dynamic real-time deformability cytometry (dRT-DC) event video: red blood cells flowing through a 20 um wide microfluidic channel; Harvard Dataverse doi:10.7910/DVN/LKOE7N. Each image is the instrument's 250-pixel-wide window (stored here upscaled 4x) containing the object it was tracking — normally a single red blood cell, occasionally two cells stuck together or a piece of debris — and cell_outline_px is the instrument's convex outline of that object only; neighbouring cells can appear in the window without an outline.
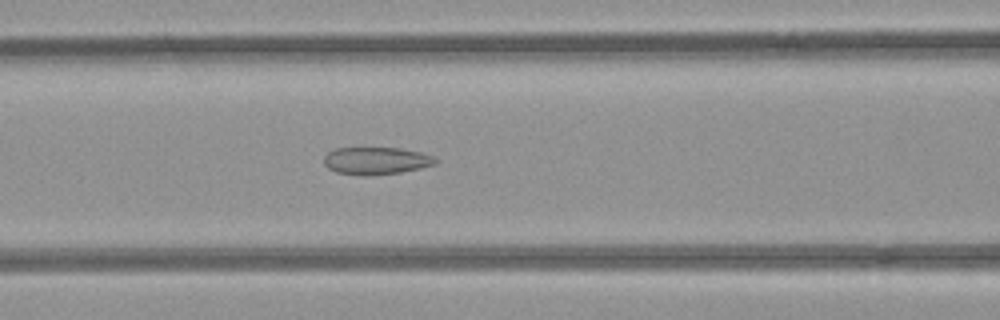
{"species": "common noctule bat (a hibernating species)", "species_latin": "Nyctalus noctula", "temperature_condition": "room temperature", "stored_images_in_passage": 50, "camera_frame_rate_fps": 3000, "um_per_image_px": 0.085, "animal": {"sex": "female", "body_mass_g": 21.9}, "frame": {"image": 1, "passage_image": 21, "time_ms": 6.667, "image_size_px": [1000, 320], "cell_outline_px": [[436, 164], [420, 168], [400, 172], [368, 176], [364, 176], [336, 172], [328, 168], [324, 164], [324, 156], [328, 152], [336, 148], [400, 148], [420, 152], [432, 156], [436, 160]], "centroid_in_image_um": [31.94, 13.67], "position_along_channel_um": 134.7, "area_um2": 17.74}}
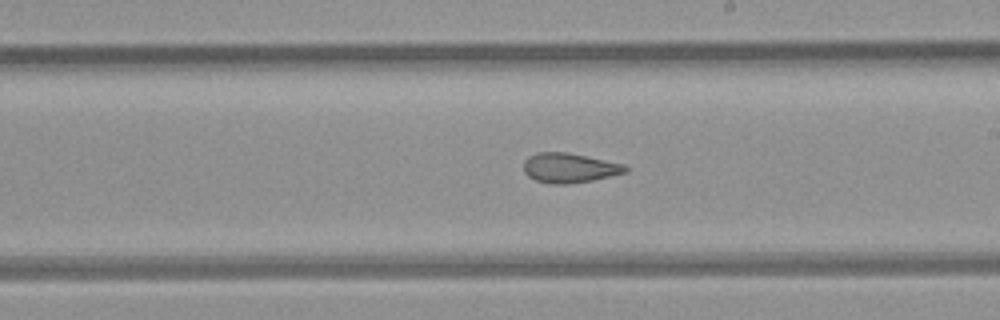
{"frame": {"image": 2, "passage_image": 29, "time_ms": 9.333, "image_size_px": [1000, 320], "cell_outline_px": [[628, 172], [592, 180], [568, 184], [548, 184], [536, 180], [528, 176], [524, 172], [524, 160], [528, 156], [536, 152], [568, 152], [624, 164], [628, 168]], "centroid_in_image_um": [48.38, 14.27], "position_along_channel_um": 240.6, "area_um2": 17.69}}
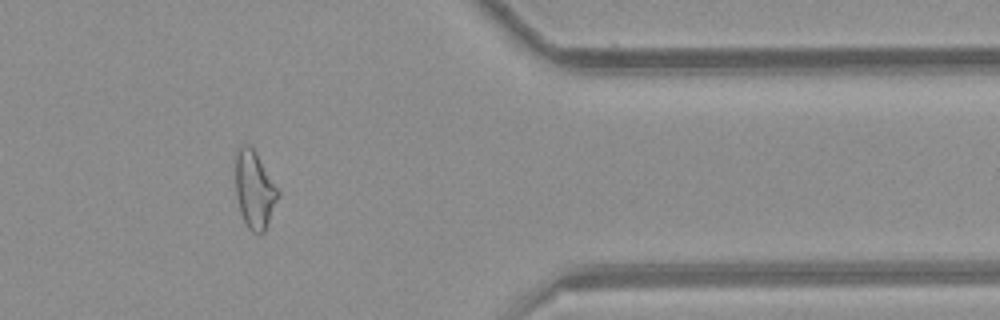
{"frame": {"image": 3, "passage_image": 42, "time_ms": 13.667, "image_size_px": [1000, 320], "cell_outline_px": [[280, 196], [264, 232], [260, 236], [256, 236], [248, 228], [240, 212], [236, 196], [236, 152], [240, 144], [248, 144], [256, 152], [280, 192]], "centroid_in_image_um": [21.64, 16.16], "position_along_channel_um": 389.8, "area_um2": 19.36}}